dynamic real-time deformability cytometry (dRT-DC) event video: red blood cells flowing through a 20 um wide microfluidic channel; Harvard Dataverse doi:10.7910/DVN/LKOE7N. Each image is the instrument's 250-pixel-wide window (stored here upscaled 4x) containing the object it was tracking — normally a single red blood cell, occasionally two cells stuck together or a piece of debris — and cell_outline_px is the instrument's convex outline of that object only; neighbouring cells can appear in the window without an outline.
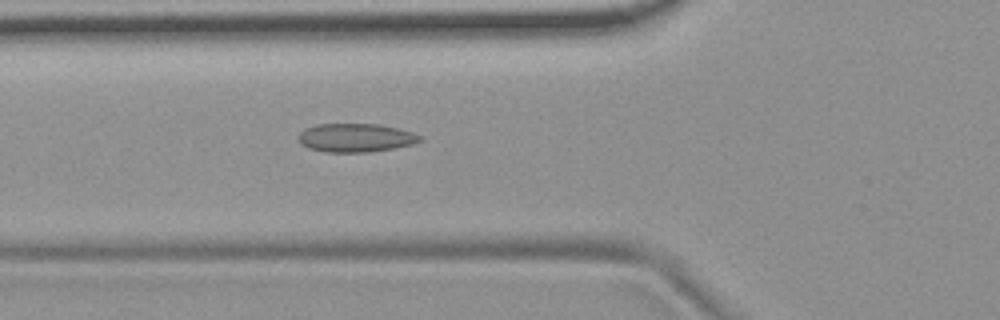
{"species": "common noctule bat (a hibernating species)", "species_latin": "Nyctalus noctula", "temperature_condition": "room temperature", "stored_images_in_passage": 6, "camera_frame_rate_fps": 3000, "um_per_image_px": 0.085, "animal": {"sex": "female", "body_mass_g": 19.9}, "frame": {"image": 1, "passage_image": 6, "time_ms": 5.667, "image_size_px": [1000, 320], "cell_outline_px": [[424, 140], [412, 144], [396, 148], [368, 152], [324, 152], [308, 148], [300, 144], [296, 136], [304, 128], [316, 124], [380, 124], [400, 128], [424, 136]], "centroid_in_image_um": [30.24, 11.7], "position_along_channel_um": 95.6, "area_um2": 20.69}}